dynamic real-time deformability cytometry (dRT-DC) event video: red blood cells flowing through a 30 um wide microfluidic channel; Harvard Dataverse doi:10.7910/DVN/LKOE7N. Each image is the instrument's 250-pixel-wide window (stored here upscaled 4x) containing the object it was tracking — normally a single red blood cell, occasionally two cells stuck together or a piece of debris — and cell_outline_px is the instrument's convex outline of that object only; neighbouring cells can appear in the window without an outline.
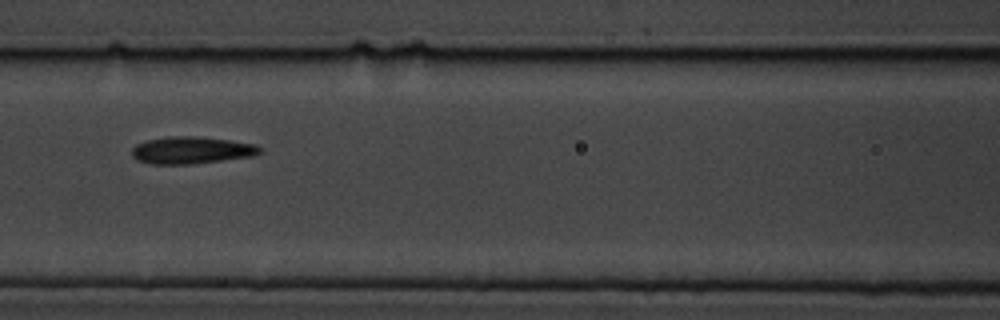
{"species": "common noctule bat (a hibernating species)", "species_latin": "Nyctalus noctula", "temperature_condition": "cold", "stored_images_in_passage": 9, "camera_frame_rate_fps": 3000, "um_per_image_px": 0.085, "animal": {"sex": "male", "body_mass_g": 19.5, "forearm_length_mm": 54.6}, "frame": {"image": 1, "passage_image": 7, "time_ms": 7.667, "image_size_px": [1000, 320], "cell_outline_px": [[264, 152], [256, 156], [192, 164], [152, 164], [136, 160], [132, 156], [132, 148], [136, 144], [148, 140], [168, 136], [200, 136], [256, 144], [264, 148]], "centroid_in_image_um": [16.34, 12.77], "position_along_channel_um": 150.3, "area_um2": 20.58}}
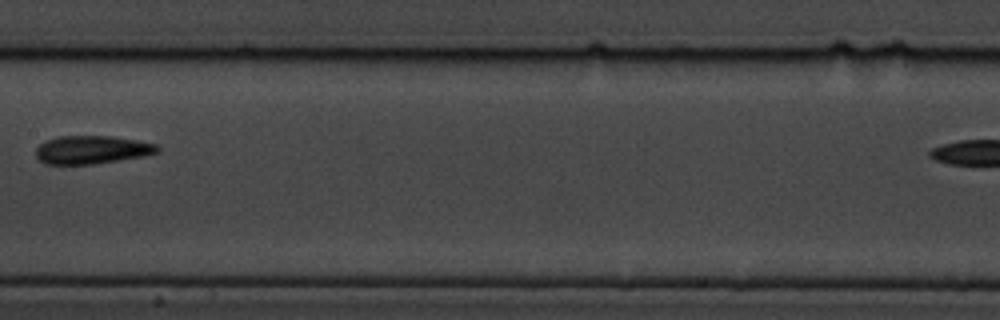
{"frame": {"image": 2, "passage_image": 8, "time_ms": 9.0, "image_size_px": [1000, 320], "cell_outline_px": [[160, 152], [144, 156], [96, 164], [44, 164], [36, 156], [36, 148], [44, 140], [60, 136], [112, 136], [136, 140], [156, 144], [160, 148]], "centroid_in_image_um": [7.81, 12.73], "position_along_channel_um": 199.6, "area_um2": 20.11}}
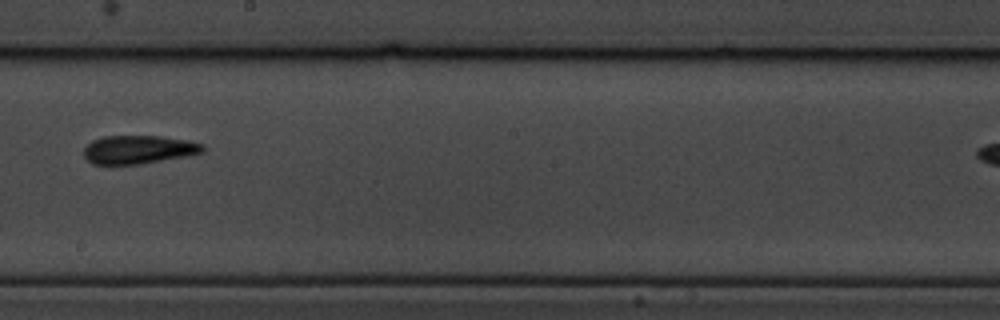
{"frame": {"image": 3, "passage_image": 9, "time_ms": 10.0, "image_size_px": [1000, 320], "cell_outline_px": [[204, 152], [188, 156], [136, 164], [92, 164], [84, 156], [84, 148], [92, 140], [104, 136], [160, 136], [188, 140], [204, 144]], "centroid_in_image_um": [11.79, 12.7], "position_along_channel_um": 236.4, "area_um2": 19.65}}